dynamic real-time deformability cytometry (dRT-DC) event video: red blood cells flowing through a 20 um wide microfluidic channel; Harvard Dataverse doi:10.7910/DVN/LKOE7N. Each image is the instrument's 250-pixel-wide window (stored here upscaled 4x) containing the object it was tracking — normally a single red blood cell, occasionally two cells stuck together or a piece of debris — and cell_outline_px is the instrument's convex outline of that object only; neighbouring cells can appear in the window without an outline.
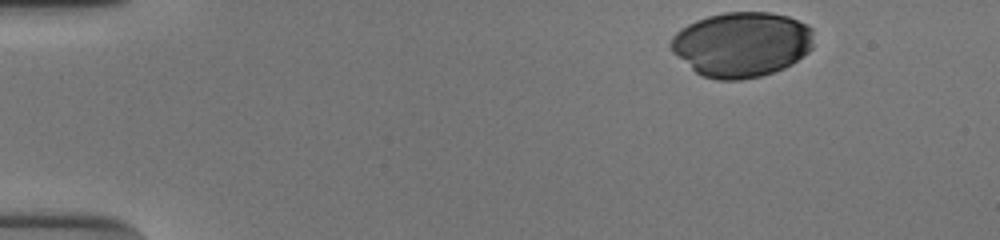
{"species": "human", "species_latin": "Homo sapiens", "temperature_condition": "cold", "stored_images_in_passage": 38, "camera_frame_rate_fps": 3000, "um_per_image_px": 0.085, "donor": {"sex": "male"}, "frame": {"image": 1, "passage_image": 1, "time_ms": 0.0, "image_size_px": [1000, 240], "cell_outline_px": [[812, 48], [808, 52], [792, 64], [784, 68], [760, 76], [740, 80], [716, 80], [704, 76], [696, 72], [672, 52], [668, 44], [672, 36], [680, 28], [696, 20], [708, 16], [724, 12], [772, 12], [788, 16], [808, 24], [812, 28]], "centroid_in_image_um": [63.03, 3.76], "position_along_channel_um": 22.0, "area_um2": 54.39}}